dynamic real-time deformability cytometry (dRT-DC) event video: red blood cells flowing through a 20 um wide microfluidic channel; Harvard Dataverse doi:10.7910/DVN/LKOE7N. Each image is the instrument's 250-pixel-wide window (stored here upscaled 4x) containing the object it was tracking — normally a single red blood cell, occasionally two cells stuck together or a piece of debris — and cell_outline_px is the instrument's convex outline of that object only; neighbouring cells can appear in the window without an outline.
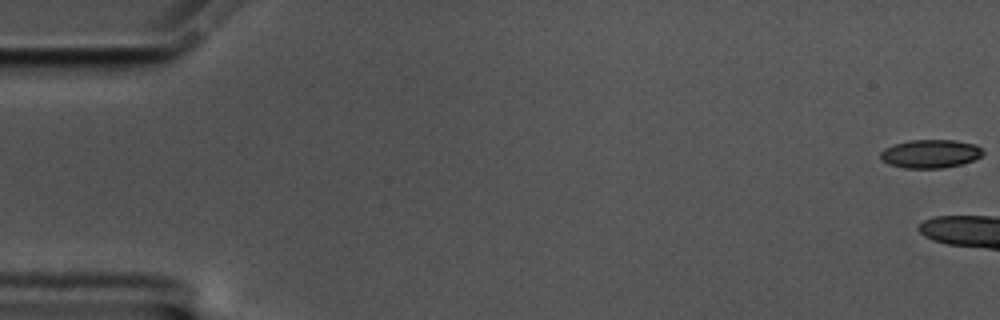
{"species": "common noctule bat (a hibernating species)", "species_latin": "Nyctalus noctula", "temperature_condition": "cold", "stored_images_in_passage": 5, "camera_frame_rate_fps": 3000, "um_per_image_px": 0.085, "animal": {"sex": "male", "body_mass_g": 17.5, "forearm_length_mm": 52.3}, "frame": {"image": 1, "passage_image": 1, "time_ms": 0.0, "image_size_px": [1000, 320], "cell_outline_px": [[984, 152], [980, 156], [972, 160], [960, 164], [940, 168], [904, 168], [888, 164], [880, 160], [880, 152], [884, 148], [896, 144], [912, 140], [956, 140], [976, 144]], "centroid_in_image_um": [79.05, 13.07], "position_along_channel_um": 6.0, "area_um2": 16.88}}